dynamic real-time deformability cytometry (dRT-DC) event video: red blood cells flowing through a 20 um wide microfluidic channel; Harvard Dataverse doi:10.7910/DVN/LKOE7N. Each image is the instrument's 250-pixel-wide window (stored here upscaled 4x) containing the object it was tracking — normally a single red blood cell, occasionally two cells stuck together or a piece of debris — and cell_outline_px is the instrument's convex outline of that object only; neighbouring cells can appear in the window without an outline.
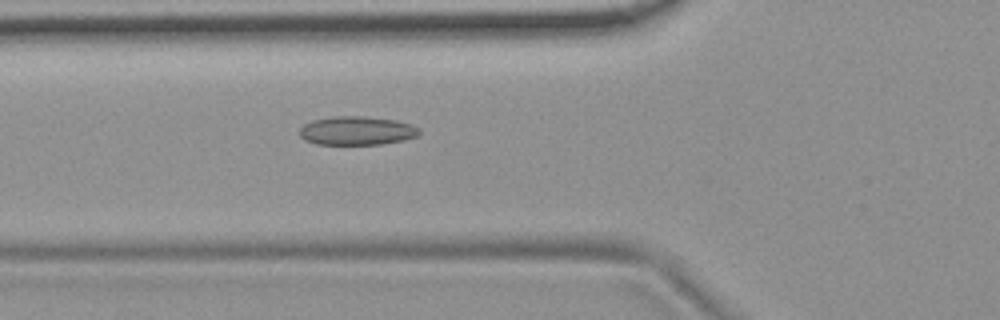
{"species": "common noctule bat (a hibernating species)", "species_latin": "Nyctalus noctula", "temperature_condition": "room temperature", "stored_images_in_passage": 43, "camera_frame_rate_fps": 3000, "um_per_image_px": 0.085, "animal": {"sex": "female", "body_mass_g": 19.9}, "frame": {"image": 1, "passage_image": 9, "time_ms": 2.667, "image_size_px": [1000, 320], "cell_outline_px": [[420, 132], [416, 136], [404, 140], [380, 144], [316, 144], [304, 140], [300, 136], [300, 128], [304, 124], [312, 120], [332, 116], [364, 116], [396, 120], [412, 124], [420, 128]], "centroid_in_image_um": [30.33, 11.1], "position_along_channel_um": 95.5, "area_um2": 20.11}}
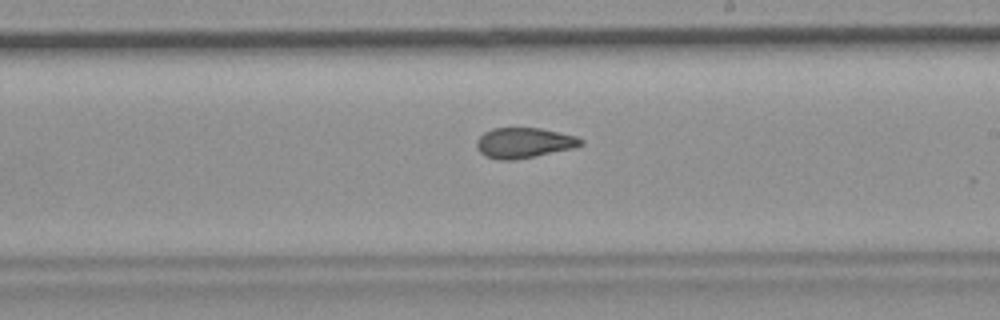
{"frame": {"image": 2, "passage_image": 21, "time_ms": 6.667, "image_size_px": [1000, 320], "cell_outline_px": [[584, 144], [572, 148], [536, 156], [512, 160], [500, 160], [484, 156], [476, 148], [476, 140], [484, 132], [492, 128], [540, 128], [576, 136], [584, 140]], "centroid_in_image_um": [44.51, 12.14], "position_along_channel_um": 244.5, "area_um2": 18.44}}
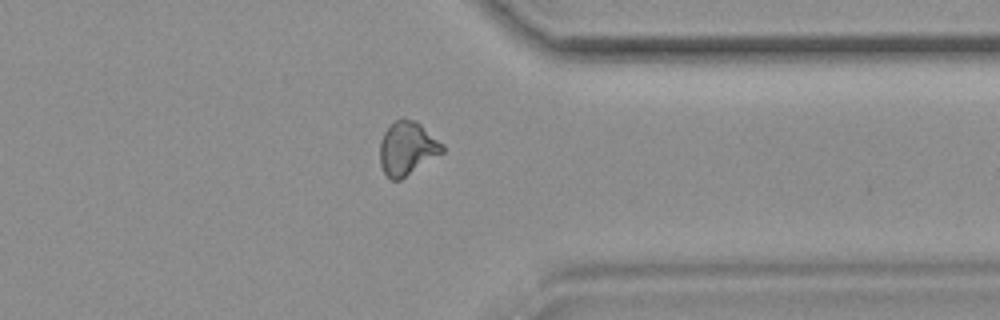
{"frame": {"image": 3, "passage_image": 32, "time_ms": 10.333, "image_size_px": [1000, 320], "cell_outline_px": [[444, 152], [400, 180], [392, 180], [384, 172], [380, 164], [380, 140], [384, 132], [396, 120], [416, 120], [444, 144]], "centroid_in_image_um": [34.63, 12.62], "position_along_channel_um": 376.8, "area_um2": 19.31}, "authors_computed_cell_mechanics": {"area_um2": 19.2474, "velocity_mm_per_s": 3.73, "shape_relaxation_time_tau1_ms": null, "shape_relaxation_time_tau2_ms": 2.0162, "deformation_change_tau1": null, "deformation_change_tau2": 0.0711}}